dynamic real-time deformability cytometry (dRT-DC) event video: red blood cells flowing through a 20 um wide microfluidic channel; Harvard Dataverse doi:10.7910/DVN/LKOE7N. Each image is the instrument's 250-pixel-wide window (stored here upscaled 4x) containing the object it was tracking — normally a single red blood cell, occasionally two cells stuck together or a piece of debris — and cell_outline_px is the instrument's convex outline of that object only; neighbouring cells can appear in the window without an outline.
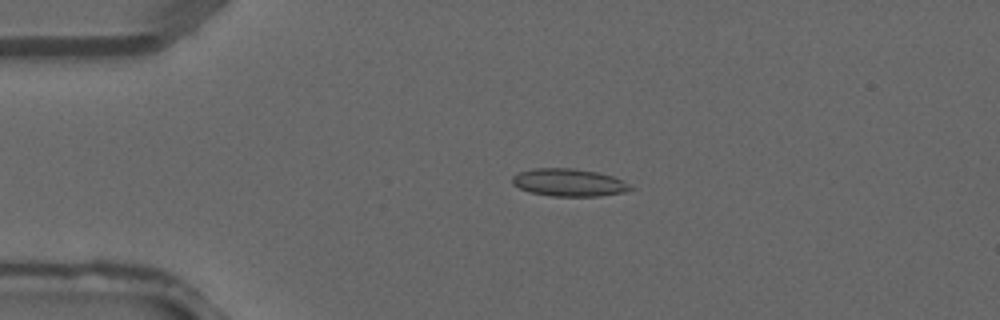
{"species": "common noctule bat (a hibernating species)", "species_latin": "Nyctalus noctula", "temperature_condition": "warm", "stored_images_in_passage": 3, "camera_frame_rate_fps": 3000, "um_per_image_px": 0.085, "animal": {"sex": "male", "forearm_length_mm": 52.5}, "frame": {"image": 1, "passage_image": 3, "time_ms": 0.667, "image_size_px": [1000, 320], "cell_outline_px": [[636, 188], [624, 192], [596, 196], [552, 196], [528, 192], [512, 184], [512, 176], [520, 172], [532, 168], [572, 168], [596, 172], [612, 176]], "centroid_in_image_um": [48.32, 15.51], "position_along_channel_um": 36.7, "area_um2": 18.9}}